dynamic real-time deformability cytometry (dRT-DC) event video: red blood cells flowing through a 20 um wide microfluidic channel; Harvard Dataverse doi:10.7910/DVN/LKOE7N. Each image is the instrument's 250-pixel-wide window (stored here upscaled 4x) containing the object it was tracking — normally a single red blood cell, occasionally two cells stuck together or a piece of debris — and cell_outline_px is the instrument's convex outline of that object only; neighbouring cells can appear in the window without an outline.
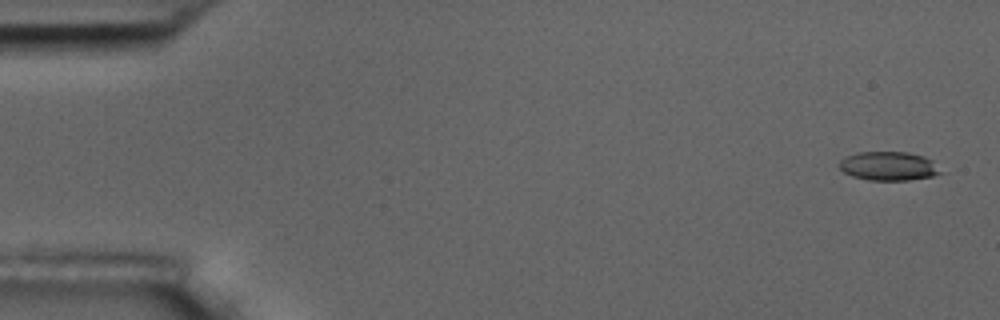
{"species": "common noctule bat (a hibernating species)", "species_latin": "Nyctalus noctula", "temperature_condition": "room temperature", "stored_images_in_passage": 5, "camera_frame_rate_fps": 3000, "um_per_image_px": 0.085, "animal": {"sex": "male", "body_mass_g": 17.5, "forearm_length_mm": 52.3}, "frame": {"image": 1, "passage_image": 1, "time_ms": 0.0, "image_size_px": [1000, 320], "cell_outline_px": [[944, 172], [932, 176], [908, 180], [868, 180], [852, 176], [844, 172], [840, 168], [840, 160], [844, 156], [860, 152], [908, 152], [924, 156], [932, 160]], "centroid_in_image_um": [75.55, 14.11], "position_along_channel_um": 9.5, "area_um2": 17.11}}
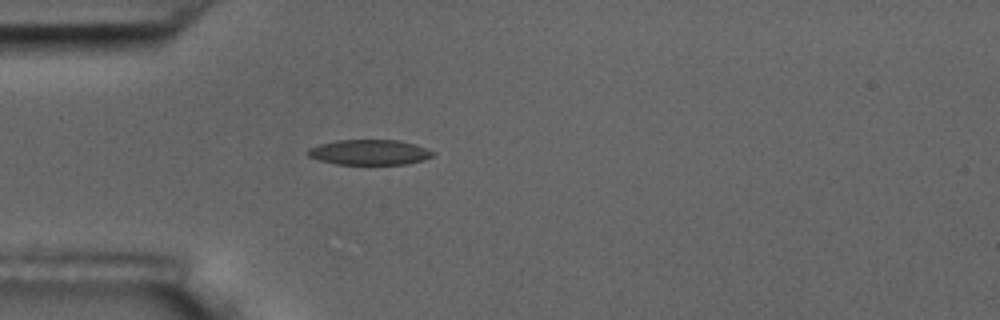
{"frame": {"image": 2, "passage_image": 5, "time_ms": 4.667, "image_size_px": [1000, 320], "cell_outline_px": [[436, 152], [432, 156], [424, 160], [404, 164], [336, 164], [320, 160], [308, 156], [308, 148], [320, 144], [336, 140], [400, 140]], "centroid_in_image_um": [31.39, 12.94], "position_along_channel_um": 53.6, "area_um2": 18.21}}